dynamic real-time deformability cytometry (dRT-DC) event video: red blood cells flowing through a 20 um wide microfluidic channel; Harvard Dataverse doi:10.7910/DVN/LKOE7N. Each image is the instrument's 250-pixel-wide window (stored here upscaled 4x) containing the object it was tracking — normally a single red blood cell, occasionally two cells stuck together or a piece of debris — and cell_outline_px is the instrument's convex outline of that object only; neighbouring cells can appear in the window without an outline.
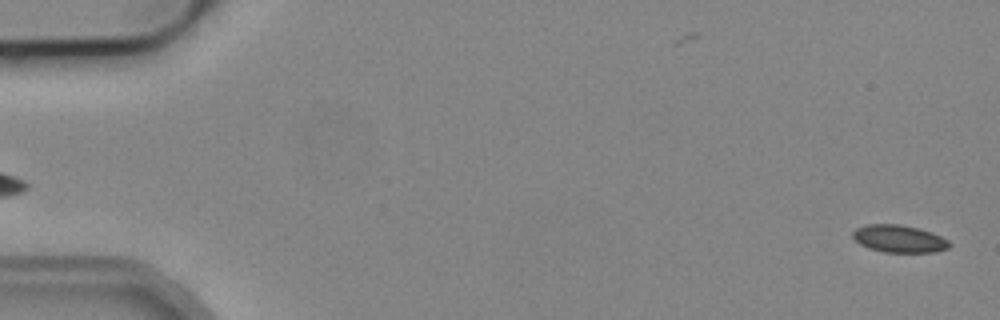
{"species": "common noctule bat (a hibernating species)", "species_latin": "Nyctalus noctula", "temperature_condition": "cold", "stored_images_in_passage": 3, "segment_of_instrument_passage": [2, 2], "camera_frame_rate_fps": 3000, "um_per_image_px": 0.085, "animal": {"sex": "male", "body_mass_g": 19.2, "forearm_length_mm": 51.8}, "frame": {"image": 1, "passage_image": 3, "time_ms": 2.333, "image_size_px": [1000, 320], "cell_outline_px": [[952, 244], [948, 248], [936, 252], [884, 252], [868, 248], [860, 244], [852, 236], [852, 232], [856, 228], [868, 224], [900, 224], [920, 228], [932, 232], [948, 240]], "centroid_in_image_um": [76.44, 20.29], "position_along_channel_um": 8.6, "area_um2": 15.55}}